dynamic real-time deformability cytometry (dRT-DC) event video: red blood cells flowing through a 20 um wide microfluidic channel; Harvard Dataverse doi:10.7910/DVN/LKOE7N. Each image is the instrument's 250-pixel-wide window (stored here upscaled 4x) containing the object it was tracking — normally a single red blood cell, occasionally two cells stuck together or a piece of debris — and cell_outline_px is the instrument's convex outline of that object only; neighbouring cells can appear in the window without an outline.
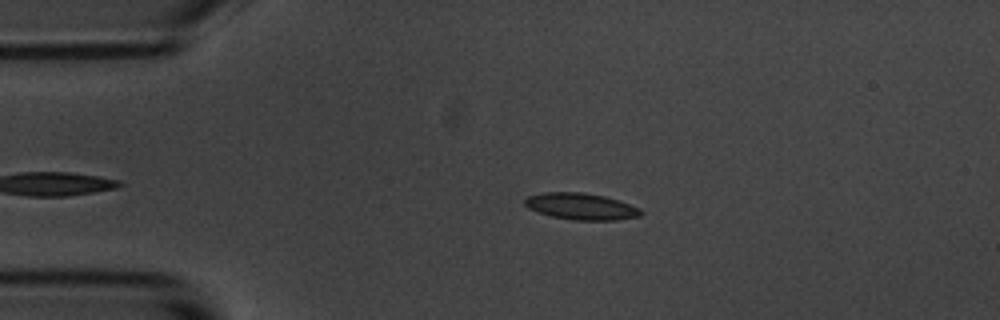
{"species": "common noctule bat (a hibernating species)", "species_latin": "Nyctalus noctula", "temperature_condition": "room temperature", "stored_images_in_passage": 5, "camera_frame_rate_fps": 3000, "um_per_image_px": 0.085, "animal": {"sex": "male", "body_mass_g": 20.1, "forearm_length_mm": 53.5}, "frame": {"image": 1, "passage_image": 4, "time_ms": 3.333, "image_size_px": [1000, 320], "cell_outline_px": [[644, 212], [640, 216], [616, 220], [572, 220], [552, 216], [528, 208], [524, 204], [524, 200], [528, 196], [544, 192], [584, 192], [604, 196], [640, 208]], "centroid_in_image_um": [49.39, 17.54], "position_along_channel_um": 35.6, "area_um2": 17.86}}